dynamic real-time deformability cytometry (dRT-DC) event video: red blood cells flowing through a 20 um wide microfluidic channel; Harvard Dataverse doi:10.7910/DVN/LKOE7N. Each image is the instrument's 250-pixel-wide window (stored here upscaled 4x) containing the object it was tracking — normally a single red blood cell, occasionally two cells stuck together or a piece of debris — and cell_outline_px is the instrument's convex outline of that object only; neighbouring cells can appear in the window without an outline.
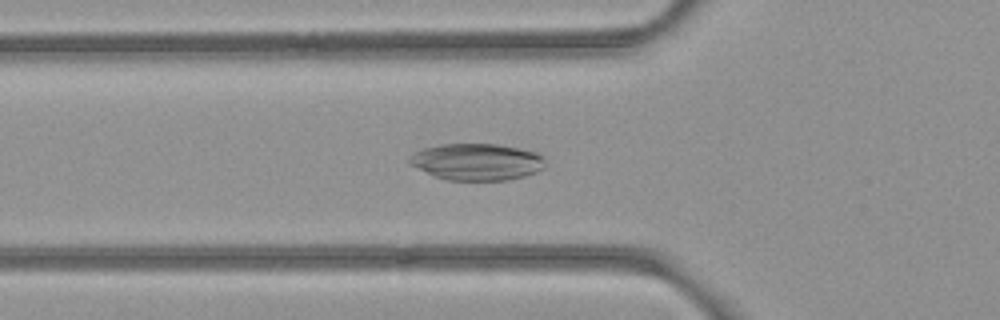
{"species": "common noctule bat (a hibernating species)", "species_latin": "Nyctalus noctula", "temperature_condition": "room temperature", "stored_images_in_passage": 36, "camera_frame_rate_fps": 3000, "um_per_image_px": 0.085, "animal": {"sex": "female", "body_mass_g": 21.9}, "frame": {"image": 1, "passage_image": 5, "time_ms": 1.333, "image_size_px": [1000, 320], "cell_outline_px": [[544, 168], [536, 172], [524, 176], [508, 180], [448, 180], [436, 176], [408, 164], [408, 160], [416, 152], [424, 148], [440, 144], [496, 144], [520, 148], [540, 152], [544, 156]], "centroid_in_image_um": [40.58, 13.75], "position_along_channel_um": 85.2, "area_um2": 29.07}}
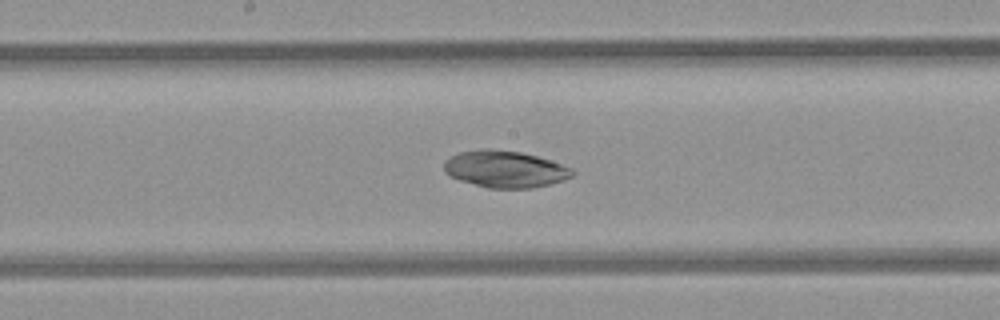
{"frame": {"image": 2, "passage_image": 14, "time_ms": 4.333, "image_size_px": [1000, 320], "cell_outline_px": [[576, 172], [572, 176], [564, 180], [552, 184], [532, 188], [488, 188], [460, 180], [444, 172], [444, 160], [460, 152], [480, 148], [488, 148], [520, 152], [552, 160], [572, 168]], "centroid_in_image_um": [42.95, 14.37], "position_along_channel_um": 205.2, "area_um2": 27.69}}
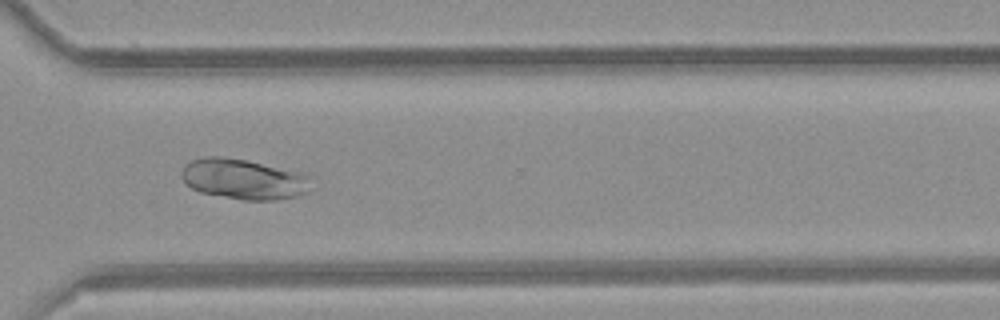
{"frame": {"image": 3, "passage_image": 25, "time_ms": 8.0, "image_size_px": [1000, 320], "cell_outline_px": [[316, 188], [296, 196], [276, 200], [244, 200], [200, 192], [192, 188], [180, 176], [180, 172], [184, 164], [192, 160], [204, 156], [224, 156], [244, 160], [300, 172], [312, 176]], "centroid_in_image_um": [20.76, 15.22], "position_along_channel_um": 349.8, "area_um2": 30.87}}